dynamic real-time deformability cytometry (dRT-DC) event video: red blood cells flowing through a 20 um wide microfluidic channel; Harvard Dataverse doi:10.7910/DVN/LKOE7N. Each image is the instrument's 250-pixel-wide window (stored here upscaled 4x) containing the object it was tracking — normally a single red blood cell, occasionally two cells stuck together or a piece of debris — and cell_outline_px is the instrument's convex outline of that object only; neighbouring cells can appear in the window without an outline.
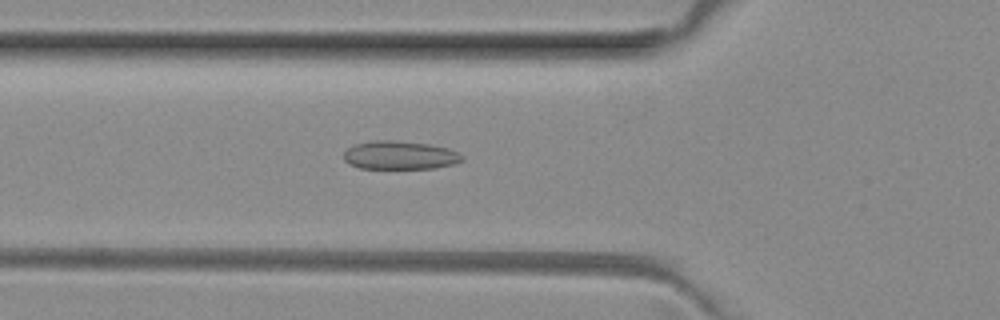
{"species": "common noctule bat (a hibernating species)", "species_latin": "Nyctalus noctula", "temperature_condition": "room temperature", "stored_images_in_passage": 48, "camera_frame_rate_fps": 3000, "um_per_image_px": 0.085, "animal": {"sex": "female", "body_mass_g": 29.2, "forearm_length_mm": 56.3}, "frame": {"image": 1, "passage_image": 18, "time_ms": 5.667, "image_size_px": [1000, 320], "cell_outline_px": [[464, 160], [456, 164], [436, 168], [360, 168], [348, 164], [344, 160], [344, 152], [348, 148], [356, 144], [376, 140], [396, 140], [428, 144], [448, 148], [464, 156]], "centroid_in_image_um": [34.01, 13.2], "position_along_channel_um": 91.8, "area_um2": 19.65}}
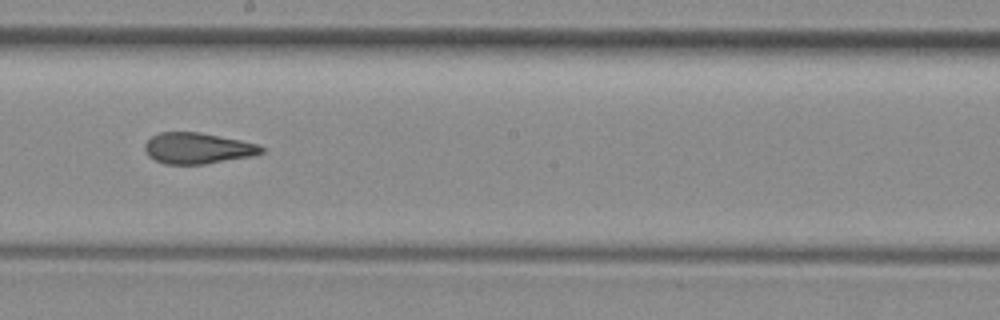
{"frame": {"image": 2, "passage_image": 29, "time_ms": 9.333, "image_size_px": [1000, 320], "cell_outline_px": [[264, 152], [252, 156], [204, 164], [164, 164], [148, 156], [144, 148], [144, 144], [152, 136], [160, 132], [200, 132], [260, 144], [264, 148]], "centroid_in_image_um": [16.8, 12.6], "position_along_channel_um": 231.4, "area_um2": 21.1}}
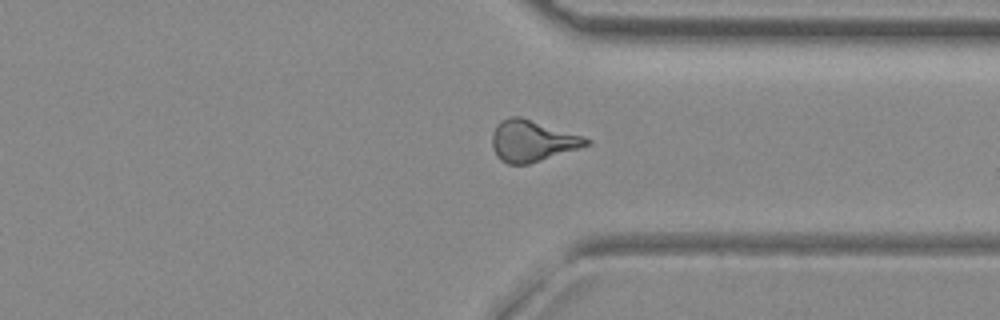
{"frame": {"image": 3, "passage_image": 39, "time_ms": 12.667, "image_size_px": [1000, 320], "cell_outline_px": [[592, 144], [528, 164], [508, 164], [500, 160], [496, 156], [492, 148], [492, 132], [496, 124], [500, 120], [508, 116], [520, 116], [584, 136], [592, 140]], "centroid_in_image_um": [45.22, 11.96], "position_along_channel_um": 366.2, "area_um2": 22.89}}